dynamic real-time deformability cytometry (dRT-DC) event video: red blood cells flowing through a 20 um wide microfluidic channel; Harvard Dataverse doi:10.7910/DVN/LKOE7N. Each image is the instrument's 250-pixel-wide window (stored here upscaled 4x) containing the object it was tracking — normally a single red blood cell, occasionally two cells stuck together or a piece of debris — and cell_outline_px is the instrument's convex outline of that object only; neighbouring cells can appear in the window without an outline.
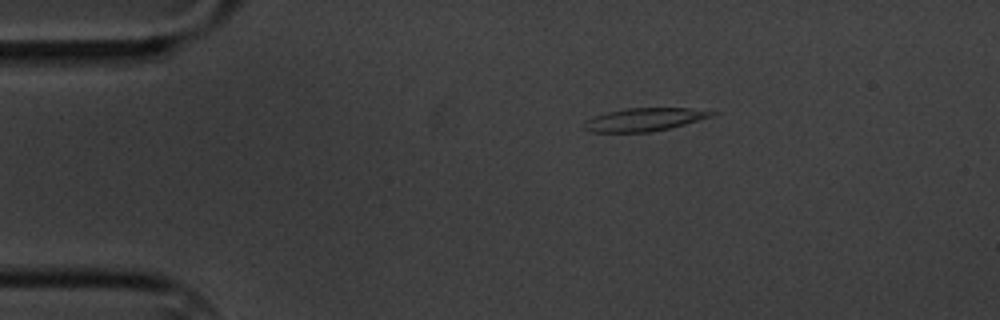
{"species": "common noctule bat (a hibernating species)", "species_latin": "Nyctalus noctula", "temperature_condition": "cold", "stored_images_in_passage": 6, "camera_frame_rate_fps": 3000, "um_per_image_px": 0.085, "animal": {"sex": "male", "body_mass_g": 20.1, "forearm_length_mm": 53.5}, "frame": {"image": 1, "passage_image": 1, "time_ms": 0.0, "image_size_px": [1000, 320], "cell_outline_px": [[716, 112], [712, 116], [672, 128], [648, 132], [592, 132], [584, 128], [584, 124], [588, 120], [596, 116], [608, 112], [628, 108], [688, 108]], "centroid_in_image_um": [54.79, 10.16], "position_along_channel_um": 30.2, "area_um2": 16.82}}
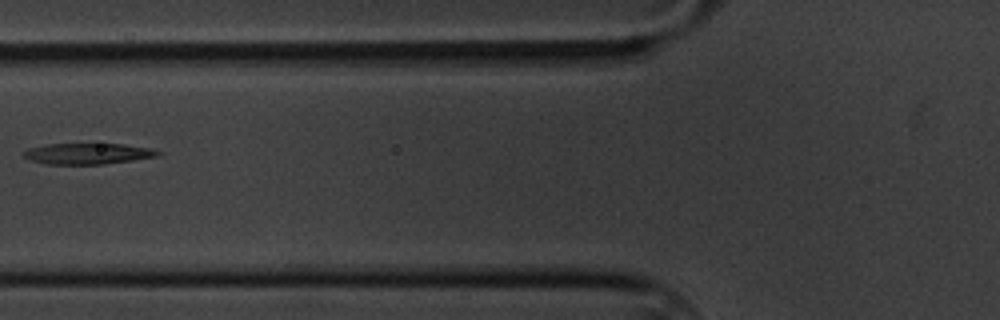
{"frame": {"image": 2, "passage_image": 4, "time_ms": 4.0, "image_size_px": [1000, 320], "cell_outline_px": [[160, 156], [104, 164], [44, 164], [32, 160], [24, 156], [24, 152], [28, 148], [44, 144], [124, 144], [152, 148], [160, 152]], "centroid_in_image_um": [7.48, 13.06], "position_along_channel_um": 118.3, "area_um2": 16.36}}
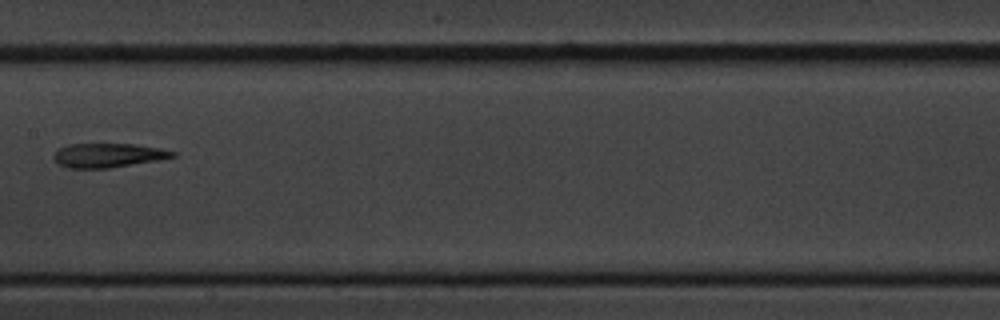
{"frame": {"image": 3, "passage_image": 6, "time_ms": 6.333, "image_size_px": [1000, 320], "cell_outline_px": [[176, 156], [160, 160], [108, 168], [68, 168], [60, 164], [52, 156], [60, 148], [68, 144], [132, 144], [160, 148], [176, 152]], "centroid_in_image_um": [9.21, 13.2], "position_along_channel_um": 198.2, "area_um2": 16.59}}